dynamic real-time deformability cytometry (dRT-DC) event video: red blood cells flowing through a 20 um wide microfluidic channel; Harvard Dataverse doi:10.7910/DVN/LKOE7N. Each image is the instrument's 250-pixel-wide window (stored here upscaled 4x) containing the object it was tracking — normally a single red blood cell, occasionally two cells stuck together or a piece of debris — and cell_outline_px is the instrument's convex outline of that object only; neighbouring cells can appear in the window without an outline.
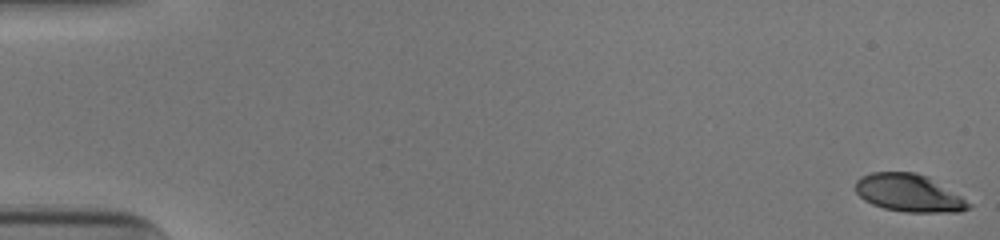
{"species": "human", "species_latin": "Homo sapiens", "temperature_condition": "cold", "stored_images_in_passage": 53, "camera_frame_rate_fps": 3000, "um_per_image_px": 0.085, "donor": {"sex": "male"}, "frame": {"image": 1, "passage_image": 1, "time_ms": 0.0, "image_size_px": [1000, 240], "cell_outline_px": [[972, 204], [968, 208], [960, 212], [904, 212], [884, 208], [872, 204], [864, 200], [856, 192], [856, 180], [860, 176], [872, 172], [916, 172], [928, 176], [960, 196]], "centroid_in_image_um": [77.23, 16.4], "position_along_channel_um": 7.8, "area_um2": 24.74}}
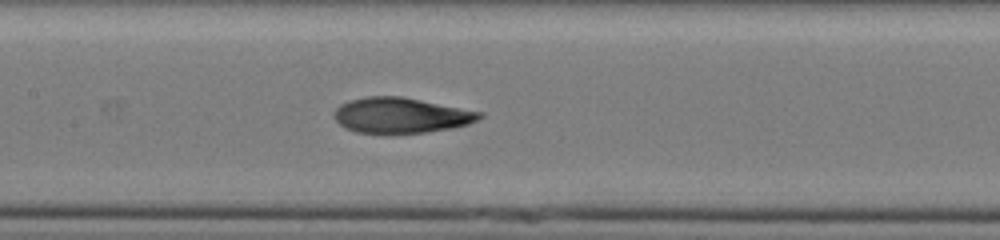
{"frame": {"image": 2, "passage_image": 27, "time_ms": 8.667, "image_size_px": [1000, 240], "cell_outline_px": [[484, 116], [468, 124], [452, 128], [428, 132], [356, 132], [344, 128], [332, 116], [332, 112], [340, 104], [348, 100], [368, 96], [400, 96], [484, 112]], "centroid_in_image_um": [34.06, 9.79], "position_along_channel_um": 173.3, "area_um2": 29.88}}
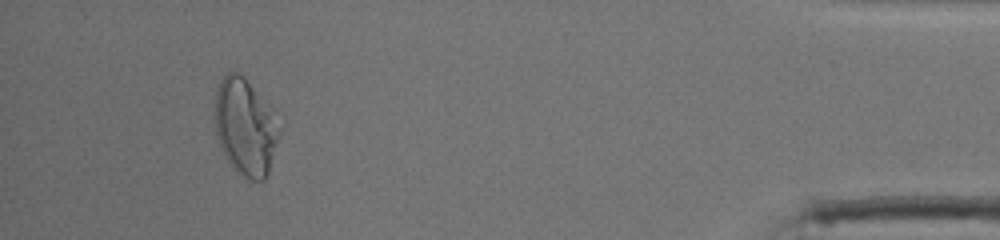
{"frame": {"image": 3, "passage_image": 50, "time_ms": 16.333, "image_size_px": [1000, 240], "cell_outline_px": [[280, 136], [268, 172], [264, 180], [248, 180], [236, 172], [232, 168], [224, 156], [220, 148], [216, 136], [216, 92], [220, 80], [228, 72], [236, 72], [244, 76], [252, 88], [280, 132]], "centroid_in_image_um": [20.78, 10.89], "position_along_channel_um": 414.4, "area_um2": 34.97}, "authors_computed_cell_mechanics": {"area_um2": 29.478, "velocity_mm_per_s": 3.9146, "shape_relaxation_time_tau1_ms": 5.7058, "shape_relaxation_time_tau2_ms": 1.3806, "deformation_change_tau1": 0.2603, "deformation_change_tau2": 0.0835}}